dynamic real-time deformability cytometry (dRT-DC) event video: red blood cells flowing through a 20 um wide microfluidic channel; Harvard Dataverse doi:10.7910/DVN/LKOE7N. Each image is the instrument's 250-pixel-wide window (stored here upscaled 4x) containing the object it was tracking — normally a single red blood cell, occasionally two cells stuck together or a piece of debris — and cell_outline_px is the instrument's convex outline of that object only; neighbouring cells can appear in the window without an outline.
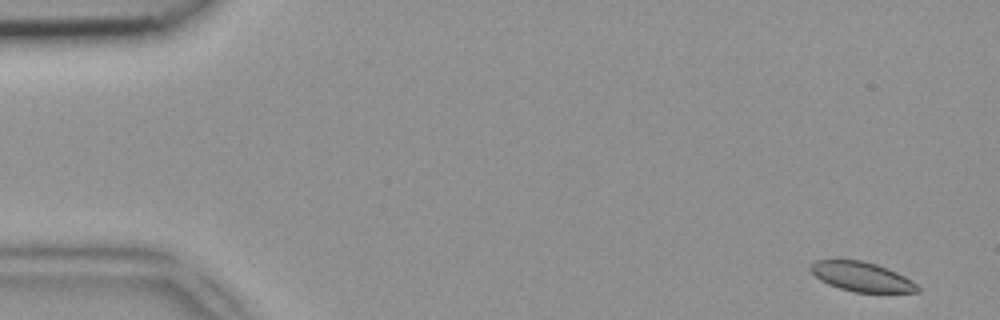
{"species": "common noctule bat (a hibernating species)", "species_latin": "Nyctalus noctula", "temperature_condition": "room temperature", "stored_images_in_passage": 32, "camera_frame_rate_fps": 3000, "um_per_image_px": 0.085, "animal": {"sex": "female", "body_mass_g": 18.4}, "frame": {"image": 1, "passage_image": 2, "time_ms": 0.333, "image_size_px": [1000, 320], "cell_outline_px": [[920, 292], [852, 292], [828, 284], [820, 280], [808, 268], [808, 264], [816, 260], [860, 260], [876, 264], [888, 268], [912, 280], [920, 288]], "centroid_in_image_um": [73.22, 23.52], "position_along_channel_um": 11.8, "area_um2": 18.38}}
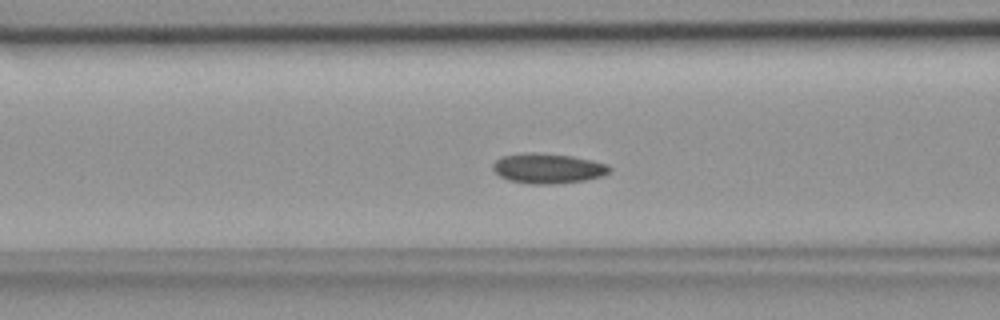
{"frame": {"image": 2, "passage_image": 19, "time_ms": 6.0, "image_size_px": [1000, 320], "cell_outline_px": [[612, 168], [608, 172], [600, 176], [584, 180], [552, 184], [532, 184], [508, 180], [500, 176], [492, 168], [492, 164], [496, 160], [504, 156], [532, 152], [536, 152], [572, 156], [592, 160], [608, 164]], "centroid_in_image_um": [46.57, 14.31], "position_along_channel_um": 120.0, "area_um2": 20.23}}
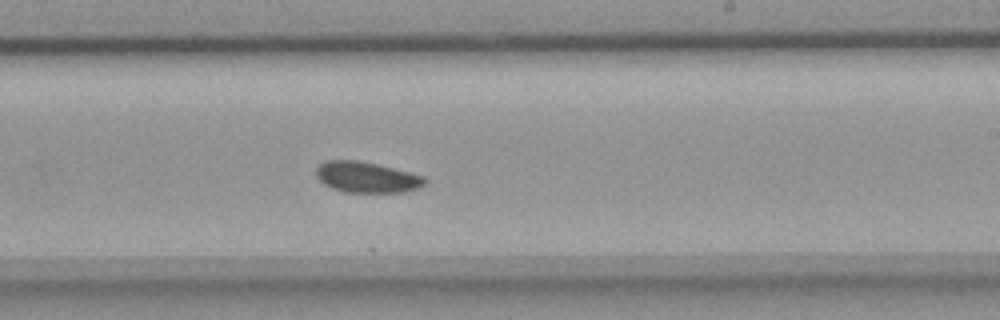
{"frame": {"image": 3, "passage_image": 29, "time_ms": 9.333, "image_size_px": [1000, 320], "cell_outline_px": [[428, 180], [420, 188], [404, 192], [344, 192], [332, 188], [324, 184], [316, 176], [316, 168], [324, 160], [360, 160], [424, 176]], "centroid_in_image_um": [31.16, 15.06], "position_along_channel_um": 257.8, "area_um2": 19.54}}